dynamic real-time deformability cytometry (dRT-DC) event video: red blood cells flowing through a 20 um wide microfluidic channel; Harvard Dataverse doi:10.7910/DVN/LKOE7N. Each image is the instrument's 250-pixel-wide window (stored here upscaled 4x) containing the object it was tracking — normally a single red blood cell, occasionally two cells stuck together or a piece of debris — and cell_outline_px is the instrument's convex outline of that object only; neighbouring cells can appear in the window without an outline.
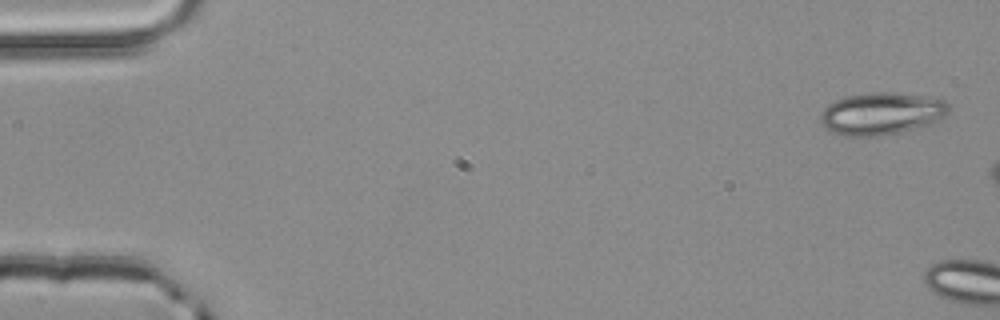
{"species": "common noctule bat (a hibernating species)", "species_latin": "Nyctalus noctula", "temperature_condition": "room temperature", "stored_images_in_passage": 6, "camera_frame_rate_fps": 3000, "um_per_image_px": 0.085, "animal": {"sex": "male", "body_mass_g": 20.4}, "frame": {"image": 1, "passage_image": 1, "time_ms": 0.0, "image_size_px": [1000, 320], "cell_outline_px": [[948, 112], [940, 120], [924, 128], [904, 132], [880, 136], [848, 136], [832, 132], [824, 128], [820, 120], [820, 112], [828, 104], [836, 100], [848, 96], [872, 92], [884, 92], [920, 96], [944, 100], [948, 104]], "centroid_in_image_um": [74.92, 9.69], "position_along_channel_um": 10.1, "area_um2": 31.79}}